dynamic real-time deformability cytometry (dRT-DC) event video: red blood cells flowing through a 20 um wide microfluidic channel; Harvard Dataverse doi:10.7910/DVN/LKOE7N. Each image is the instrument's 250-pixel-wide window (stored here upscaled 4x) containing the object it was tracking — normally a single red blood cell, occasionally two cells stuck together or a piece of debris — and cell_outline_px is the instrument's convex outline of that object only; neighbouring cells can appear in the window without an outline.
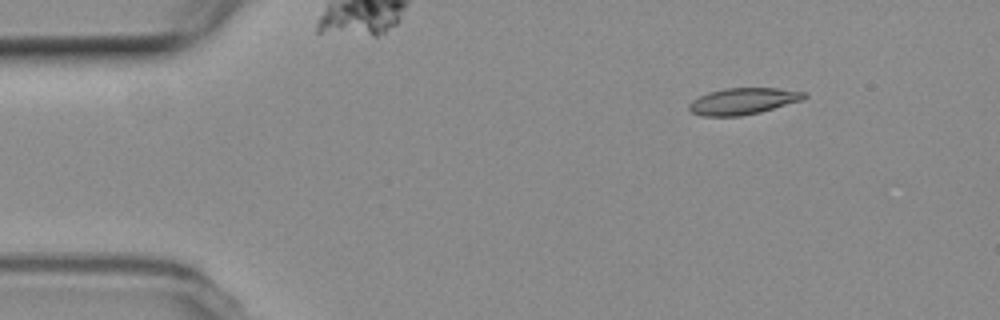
{"species": "common noctule bat (a hibernating species)", "species_latin": "Nyctalus noctula", "temperature_condition": "room temperature", "stored_images_in_passage": 6, "camera_frame_rate_fps": 3000, "um_per_image_px": 0.085, "animal": {"sex": "female", "body_mass_g": 19.3, "forearm_length_mm": 54.1}, "frame": {"image": 1, "passage_image": 2, "time_ms": 1.333, "image_size_px": [1000, 320], "cell_outline_px": [[808, 96], [804, 100], [760, 112], [740, 116], [704, 116], [692, 112], [688, 108], [688, 104], [692, 100], [708, 92], [724, 88], [780, 88], [808, 92]], "centroid_in_image_um": [63.21, 8.59], "position_along_channel_um": 21.8, "area_um2": 17.98}}
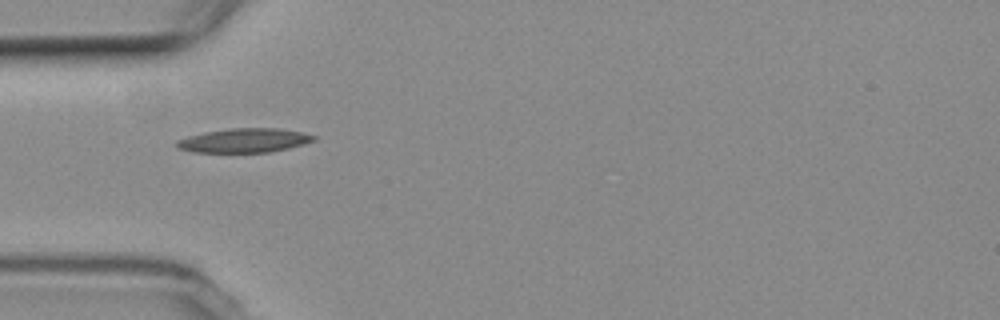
{"frame": {"image": 2, "passage_image": 5, "time_ms": 4.667, "image_size_px": [1000, 320], "cell_outline_px": [[316, 140], [304, 144], [288, 148], [268, 152], [192, 152], [176, 148], [176, 140], [188, 136], [204, 132], [232, 128], [280, 128], [300, 132], [316, 136]], "centroid_in_image_um": [20.74, 11.94], "position_along_channel_um": 64.3, "area_um2": 19.25}}
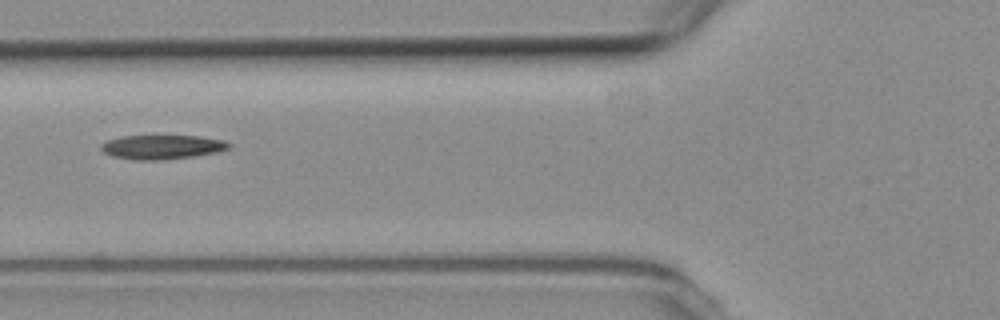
{"frame": {"image": 3, "passage_image": 6, "time_ms": 6.0, "image_size_px": [1000, 320], "cell_outline_px": [[232, 148], [216, 152], [196, 156], [164, 160], [132, 160], [112, 156], [104, 152], [100, 148], [100, 144], [108, 140], [120, 136], [200, 136], [224, 140], [232, 144]], "centroid_in_image_um": [13.79, 12.5], "position_along_channel_um": 112.0, "area_um2": 18.26}}